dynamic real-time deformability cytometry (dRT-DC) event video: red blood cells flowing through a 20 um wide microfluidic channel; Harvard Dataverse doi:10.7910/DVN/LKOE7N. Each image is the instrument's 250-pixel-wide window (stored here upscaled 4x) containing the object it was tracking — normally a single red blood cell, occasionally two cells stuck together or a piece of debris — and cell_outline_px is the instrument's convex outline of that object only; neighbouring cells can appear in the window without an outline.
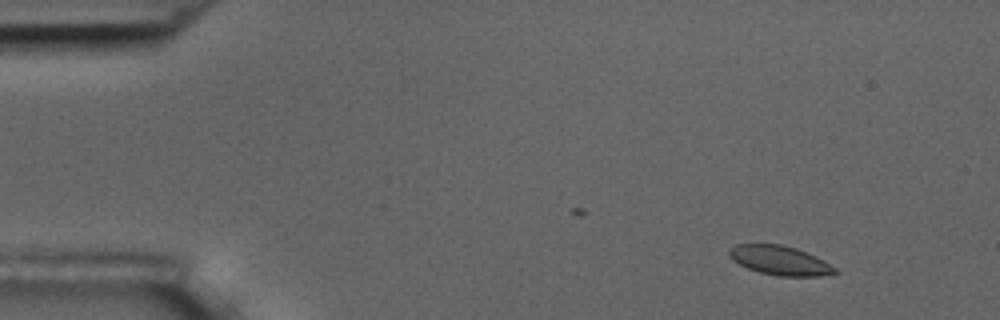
{"species": "common noctule bat (a hibernating species)", "species_latin": "Nyctalus noctula", "temperature_condition": "room temperature", "stored_images_in_passage": 5, "camera_frame_rate_fps": 3000, "um_per_image_px": 0.085, "animal": {"sex": "male", "body_mass_g": 17.5, "forearm_length_mm": 52.3}, "frame": {"image": 1, "passage_image": 2, "time_ms": 1.0, "image_size_px": [1000, 320], "cell_outline_px": [[840, 272], [820, 276], [780, 276], [760, 272], [748, 268], [732, 260], [728, 256], [728, 252], [736, 244], [780, 244], [796, 248], [816, 256], [824, 260], [836, 268]], "centroid_in_image_um": [66.31, 22.13], "position_along_channel_um": 18.7, "area_um2": 17.98}}
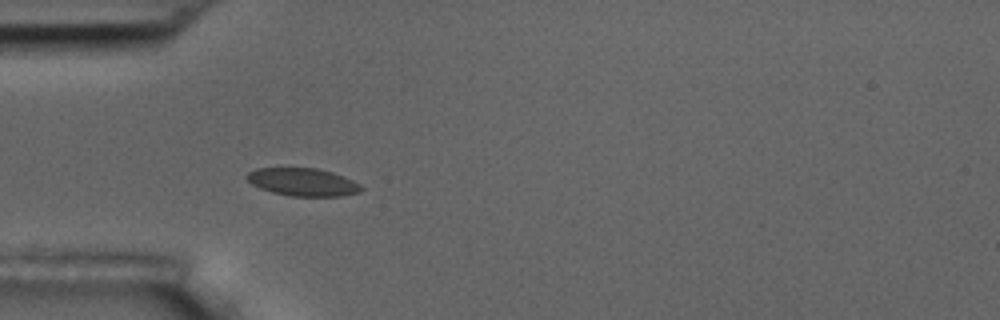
{"frame": {"image": 2, "passage_image": 5, "time_ms": 4.667, "image_size_px": [1000, 320], "cell_outline_px": [[364, 188], [360, 192], [340, 196], [292, 196], [272, 192], [260, 188], [252, 184], [244, 176], [248, 172], [256, 168], [316, 168], [332, 172], [352, 180], [360, 184]], "centroid_in_image_um": [25.73, 15.47], "position_along_channel_um": 59.3, "area_um2": 18.5}}